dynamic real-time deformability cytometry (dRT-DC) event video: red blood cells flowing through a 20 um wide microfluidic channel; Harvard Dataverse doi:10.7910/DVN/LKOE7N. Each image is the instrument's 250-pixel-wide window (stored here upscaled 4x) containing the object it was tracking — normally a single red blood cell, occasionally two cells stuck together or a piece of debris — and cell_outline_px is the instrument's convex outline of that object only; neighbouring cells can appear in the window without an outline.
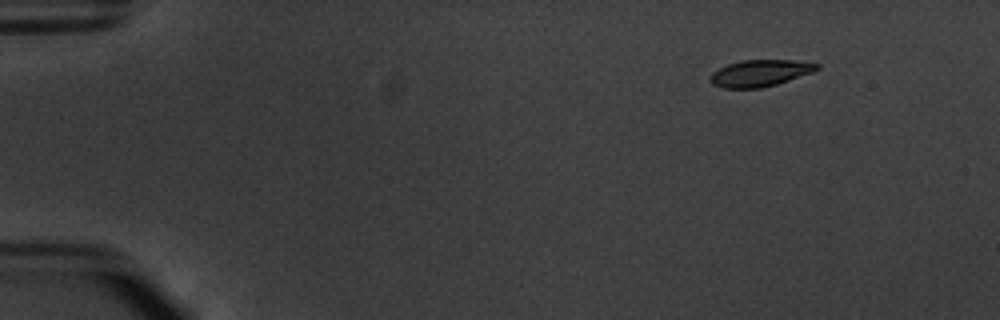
{"species": "common noctule bat (a hibernating species)", "species_latin": "Nyctalus noctula", "temperature_condition": "warm", "stored_images_in_passage": 13, "camera_frame_rate_fps": 3000, "um_per_image_px": 0.085, "animal": {"sex": "male", "body_mass_g": 20.1, "forearm_length_mm": 53.5}, "frame": {"image": 1, "passage_image": 3, "time_ms": 0.667, "image_size_px": [1000, 320], "cell_outline_px": [[820, 68], [812, 72], [776, 84], [760, 88], [724, 88], [712, 84], [708, 80], [712, 72], [728, 64], [744, 60], [792, 60], [820, 64]], "centroid_in_image_um": [64.58, 6.22], "position_along_channel_um": 20.4, "area_um2": 16.42}}